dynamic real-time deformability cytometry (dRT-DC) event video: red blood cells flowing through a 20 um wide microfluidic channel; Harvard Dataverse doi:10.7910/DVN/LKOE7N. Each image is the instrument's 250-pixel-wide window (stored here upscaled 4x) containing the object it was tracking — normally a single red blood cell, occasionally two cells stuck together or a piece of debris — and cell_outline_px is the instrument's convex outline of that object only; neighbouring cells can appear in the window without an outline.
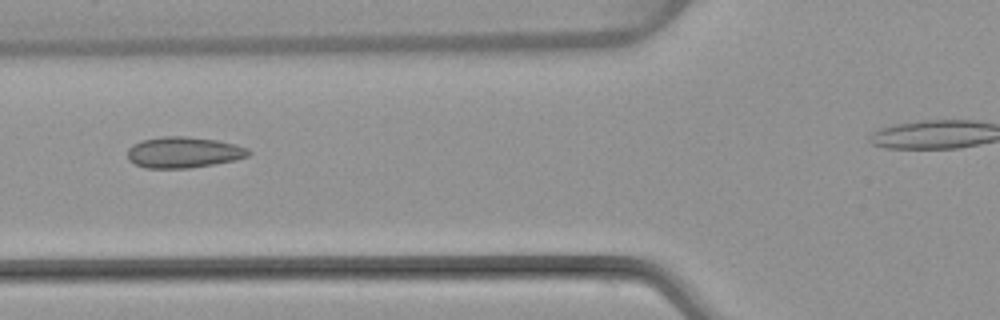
{"species": "common noctule bat (a hibernating species)", "species_latin": "Nyctalus noctula", "temperature_condition": "warm", "stored_images_in_passage": 4, "camera_frame_rate_fps": 3000, "um_per_image_px": 0.085, "animal": {"sex": "female", "body_mass_g": 22.7, "forearm_length_mm": 54.2}, "frame": {"image": 1, "passage_image": 3, "time_ms": 2.333, "image_size_px": [1000, 320], "cell_outline_px": [[252, 152], [248, 156], [236, 160], [188, 168], [144, 168], [128, 160], [128, 148], [132, 144], [140, 140], [164, 136], [184, 136], [216, 140], [236, 144], [248, 148]], "centroid_in_image_um": [15.6, 12.94], "position_along_channel_um": 110.2, "area_um2": 21.96}}
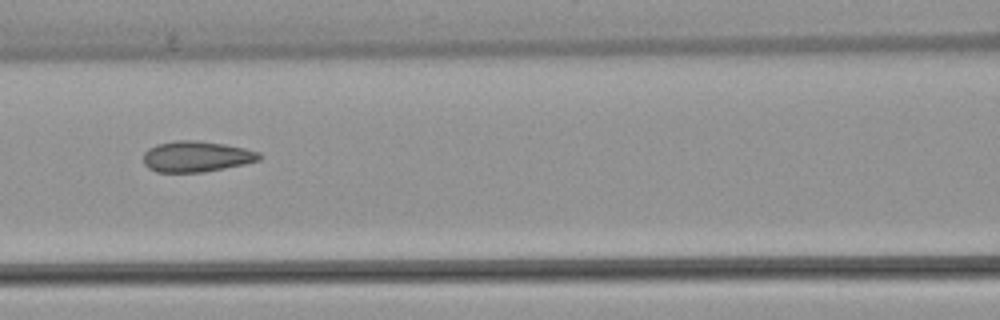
{"frame": {"image": 2, "passage_image": 4, "time_ms": 3.333, "image_size_px": [1000, 320], "cell_outline_px": [[264, 156], [260, 160], [244, 164], [204, 172], [156, 172], [148, 168], [144, 164], [144, 152], [148, 148], [156, 144], [176, 140], [196, 140], [224, 144], [244, 148], [260, 152]], "centroid_in_image_um": [16.7, 13.3], "position_along_channel_um": 149.9, "area_um2": 20.98}}